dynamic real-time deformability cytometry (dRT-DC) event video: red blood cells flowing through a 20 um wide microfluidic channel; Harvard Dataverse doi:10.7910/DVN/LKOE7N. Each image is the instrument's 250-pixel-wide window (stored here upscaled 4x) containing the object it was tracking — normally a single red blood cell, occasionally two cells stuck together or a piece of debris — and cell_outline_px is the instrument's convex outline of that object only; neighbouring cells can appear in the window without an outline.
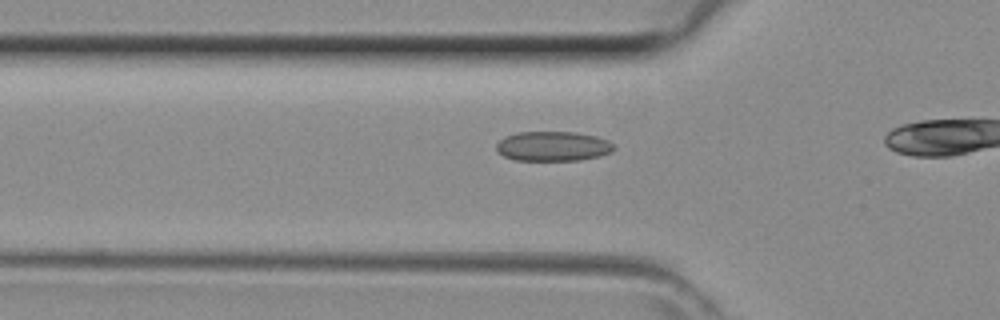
{"species": "common noctule bat (a hibernating species)", "species_latin": "Nyctalus noctula", "temperature_condition": "room temperature", "stored_images_in_passage": 5, "camera_frame_rate_fps": 3000, "um_per_image_px": 0.085, "animal": {"sex": "female", "body_mass_g": 29.2, "forearm_length_mm": 56.3}, "frame": {"image": 1, "passage_image": 3, "time_ms": 0.667, "image_size_px": [1000, 320], "cell_outline_px": [[616, 148], [612, 152], [600, 156], [580, 160], [516, 160], [504, 156], [496, 152], [496, 144], [504, 136], [516, 132], [576, 132], [596, 136], [608, 140]], "centroid_in_image_um": [46.99, 12.42], "position_along_channel_um": 78.8, "area_um2": 20.52}}